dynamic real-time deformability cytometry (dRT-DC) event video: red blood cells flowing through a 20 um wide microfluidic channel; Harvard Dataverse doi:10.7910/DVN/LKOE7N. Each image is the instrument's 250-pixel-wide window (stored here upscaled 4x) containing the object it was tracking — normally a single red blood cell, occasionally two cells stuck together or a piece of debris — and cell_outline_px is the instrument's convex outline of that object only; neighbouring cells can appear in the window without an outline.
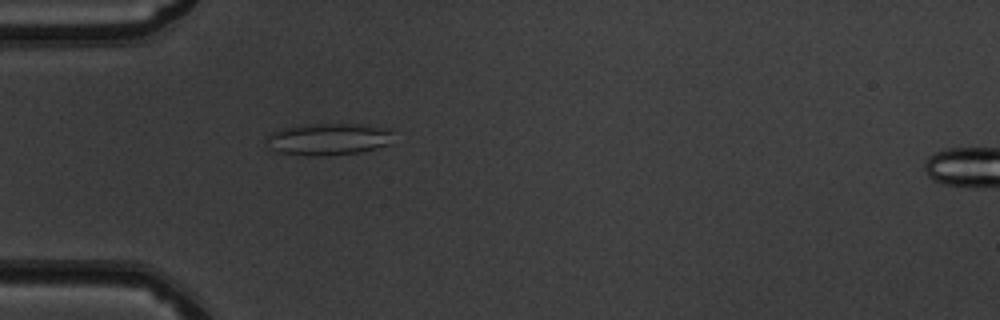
{"species": "common noctule bat (a hibernating species)", "species_latin": "Nyctalus noctula", "temperature_condition": "warm", "stored_images_in_passage": 50, "camera_frame_rate_fps": 3000, "um_per_image_px": 0.085, "animal": {"sex": "male", "body_mass_g": 19.5, "forearm_length_mm": 54.6}, "frame": {"image": 1, "passage_image": 15, "time_ms": 4.667, "image_size_px": [1000, 320], "cell_outline_px": [[392, 132], [388, 144], [376, 148], [360, 152], [324, 156], [304, 156], [276, 152], [272, 148], [264, 136], [272, 132], [284, 128], [308, 124], [360, 124], [392, 128]], "centroid_in_image_um": [27.9, 11.83], "position_along_channel_um": 57.1, "area_um2": 23.7}}
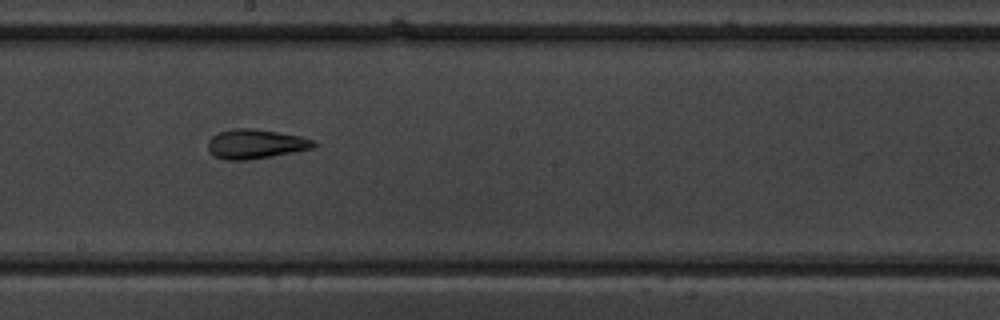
{"frame": {"image": 2, "passage_image": 28, "time_ms": 9.0, "image_size_px": [1000, 320], "cell_outline_px": [[316, 144], [312, 148], [292, 152], [244, 160], [224, 160], [208, 152], [208, 140], [212, 136], [220, 132], [232, 128], [252, 128], [300, 136], [316, 140]], "centroid_in_image_um": [21.69, 12.23], "position_along_channel_um": 226.5, "area_um2": 17.92}}
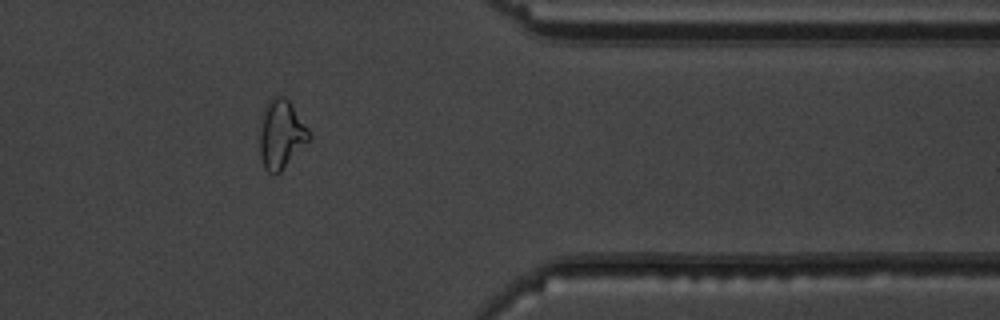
{"frame": {"image": 3, "passage_image": 41, "time_ms": 13.333, "image_size_px": [1000, 320], "cell_outline_px": [[312, 136], [280, 172], [276, 176], [272, 176], [264, 168], [260, 156], [260, 132], [264, 108], [268, 100], [272, 96], [284, 96], [288, 100], [308, 128]], "centroid_in_image_um": [23.88, 11.43], "position_along_channel_um": 387.5, "area_um2": 19.59}, "authors_computed_cell_mechanics": {"area_um2": 20.7791, "velocity_mm_per_s": 4.0531, "shape_relaxation_time_tau1_ms": null, "shape_relaxation_time_tau2_ms": 3.2259, "deformation_change_tau1": null, "deformation_change_tau2": 0.1284}}